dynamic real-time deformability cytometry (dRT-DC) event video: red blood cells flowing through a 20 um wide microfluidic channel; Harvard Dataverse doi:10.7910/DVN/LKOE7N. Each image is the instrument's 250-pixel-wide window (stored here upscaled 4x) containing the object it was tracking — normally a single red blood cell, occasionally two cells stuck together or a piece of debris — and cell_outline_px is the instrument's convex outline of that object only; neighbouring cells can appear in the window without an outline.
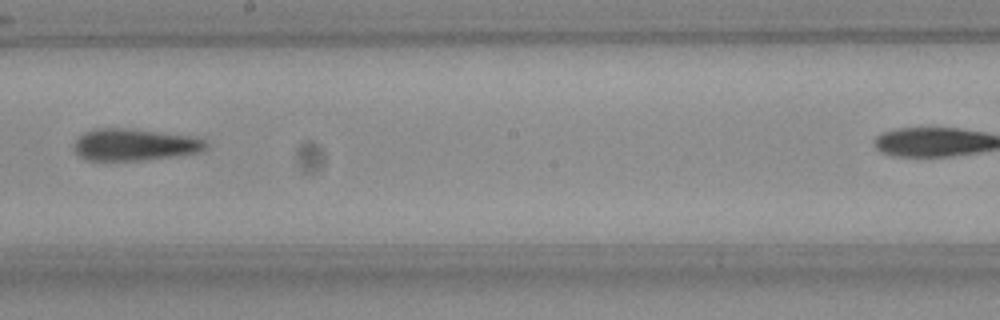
{"species": "Egyptian fruit bat (a non-hibernating species)", "species_latin": "Rousettus aegyptiacus", "temperature_condition": "room temperature", "stored_images_in_passage": 6, "segment_of_instrument_passage": [1, 2], "camera_frame_rate_fps": 3000, "um_per_image_px": 0.085, "frame": {"image": 1, "passage_image": 5, "time_ms": 1.333, "image_size_px": [1000, 320], "cell_outline_px": [[208, 148], [200, 152], [140, 160], [88, 160], [80, 156], [76, 152], [76, 140], [84, 132], [96, 128], [128, 128], [188, 136], [204, 140], [208, 144]], "centroid_in_image_um": [11.43, 12.29], "position_along_channel_um": 236.8, "area_um2": 23.99}}